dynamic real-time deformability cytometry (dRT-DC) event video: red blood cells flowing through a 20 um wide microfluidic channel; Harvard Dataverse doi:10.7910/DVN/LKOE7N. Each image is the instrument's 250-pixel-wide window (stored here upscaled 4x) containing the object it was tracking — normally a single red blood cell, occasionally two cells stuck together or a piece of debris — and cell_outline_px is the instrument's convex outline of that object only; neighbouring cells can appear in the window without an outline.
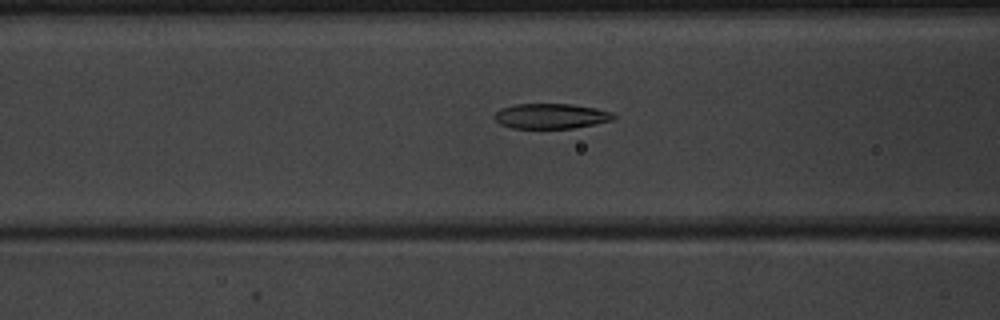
{"species": "common noctule bat (a hibernating species)", "species_latin": "Nyctalus noctula", "temperature_condition": "warm", "stored_images_in_passage": 52, "camera_frame_rate_fps": 3000, "um_per_image_px": 0.085, "animal": {"sex": "male", "body_mass_g": 20.1, "forearm_length_mm": 53.5}, "frame": {"image": 1, "passage_image": 22, "time_ms": 7.0, "image_size_px": [1000, 320], "cell_outline_px": [[616, 116], [612, 120], [596, 124], [572, 128], [512, 128], [500, 124], [492, 116], [500, 108], [516, 104], [572, 104], [596, 108], [612, 112]], "centroid_in_image_um": [46.82, 9.86], "position_along_channel_um": 119.8, "area_um2": 17.51}}
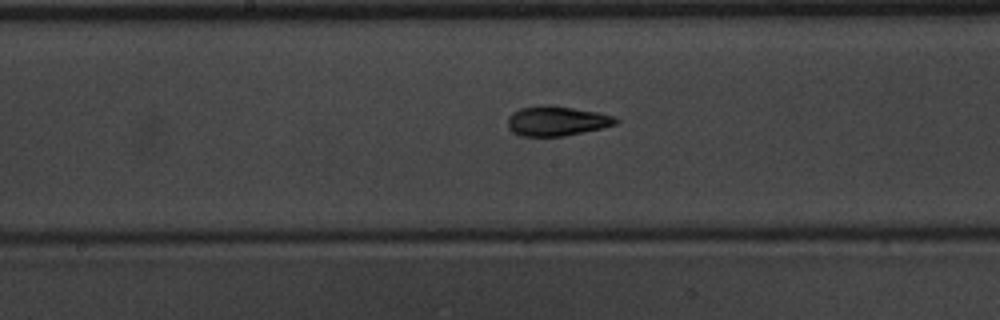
{"frame": {"image": 2, "passage_image": 28, "time_ms": 9.0, "image_size_px": [1000, 320], "cell_outline_px": [[620, 120], [616, 124], [584, 132], [564, 136], [520, 136], [512, 132], [508, 128], [508, 116], [512, 112], [520, 108], [544, 104], [548, 104], [596, 112], [612, 116]], "centroid_in_image_um": [47.27, 10.28], "position_along_channel_um": 200.9, "area_um2": 18.73}}
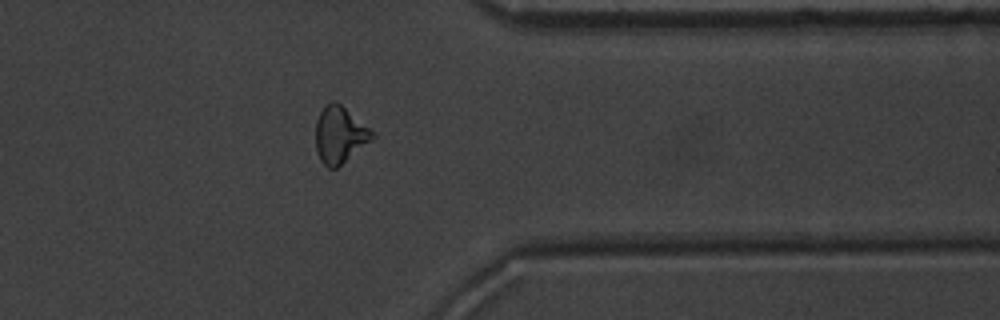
{"frame": {"image": 3, "passage_image": 42, "time_ms": 13.667, "image_size_px": [1000, 320], "cell_outline_px": [[376, 136], [372, 140], [336, 168], [328, 168], [320, 160], [316, 148], [316, 120], [320, 112], [332, 100], [336, 100], [376, 132]], "centroid_in_image_um": [28.91, 11.44], "position_along_channel_um": 382.5, "area_um2": 18.73}, "authors_computed_cell_mechanics": {"area_um2": 18.7561, "velocity_mm_per_s": 4.0468, "shape_relaxation_time_tau1_ms": 3.7886, "shape_relaxation_time_tau2_ms": 2.1794, "deformation_change_tau1": 0.1598, "deformation_change_tau2": 0.105}}